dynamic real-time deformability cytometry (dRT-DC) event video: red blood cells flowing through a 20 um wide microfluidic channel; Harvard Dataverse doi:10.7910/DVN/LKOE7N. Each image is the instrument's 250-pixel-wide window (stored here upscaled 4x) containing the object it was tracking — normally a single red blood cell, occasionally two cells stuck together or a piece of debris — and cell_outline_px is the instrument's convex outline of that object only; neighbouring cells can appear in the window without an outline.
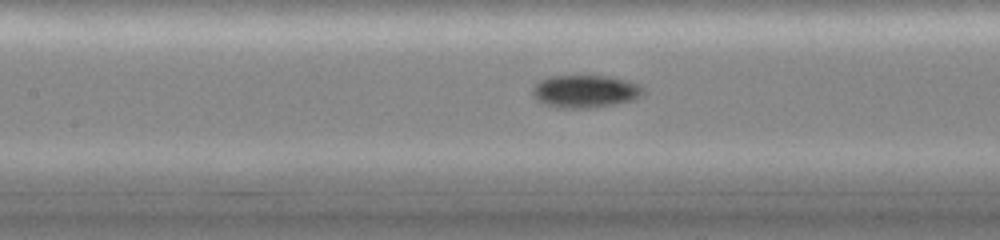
{"species": "common noctule bat (a hibernating species)", "species_latin": "Nyctalus noctula", "temperature_condition": "cold", "stored_images_in_passage": 22, "camera_frame_rate_fps": 3000, "um_per_image_px": 0.085, "animal": {"sex": "female", "body_mass_g": 19.0, "forearm_length_mm": 51.5}, "frame": {"image": 1, "passage_image": 21, "time_ms": 6.667, "image_size_px": [1000, 240], "cell_outline_px": [[644, 92], [640, 96], [632, 100], [612, 104], [588, 108], [560, 108], [544, 104], [536, 100], [532, 96], [532, 88], [540, 80], [548, 76], [608, 76], [628, 80], [640, 84], [644, 88]], "centroid_in_image_um": [49.72, 7.76], "position_along_channel_um": 157.7, "area_um2": 21.15}}